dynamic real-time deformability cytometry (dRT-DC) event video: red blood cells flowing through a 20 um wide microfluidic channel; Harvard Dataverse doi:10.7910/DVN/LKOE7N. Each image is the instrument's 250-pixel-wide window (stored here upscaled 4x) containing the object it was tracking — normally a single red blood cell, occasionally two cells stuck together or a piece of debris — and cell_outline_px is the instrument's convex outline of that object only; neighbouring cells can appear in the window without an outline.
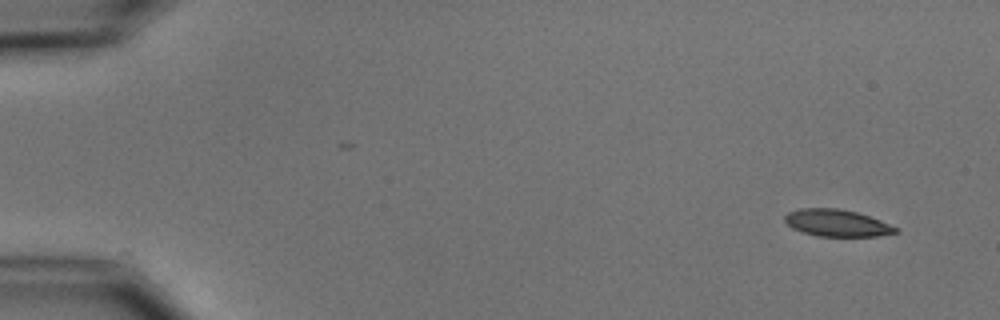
{"species": "common noctule bat (a hibernating species)", "species_latin": "Nyctalus noctula", "temperature_condition": "cold", "stored_images_in_passage": 7, "camera_frame_rate_fps": 3000, "um_per_image_px": 0.085, "animal": {"sex": "male", "body_mass_g": 15.6}, "frame": {"image": 1, "passage_image": 1, "time_ms": 0.0, "image_size_px": [1000, 320], "cell_outline_px": [[900, 232], [880, 236], [816, 236], [792, 228], [784, 220], [784, 216], [788, 212], [800, 208], [836, 208], [856, 212], [880, 220], [900, 228]], "centroid_in_image_um": [71.16, 18.96], "position_along_channel_um": 13.8, "area_um2": 17.46}}
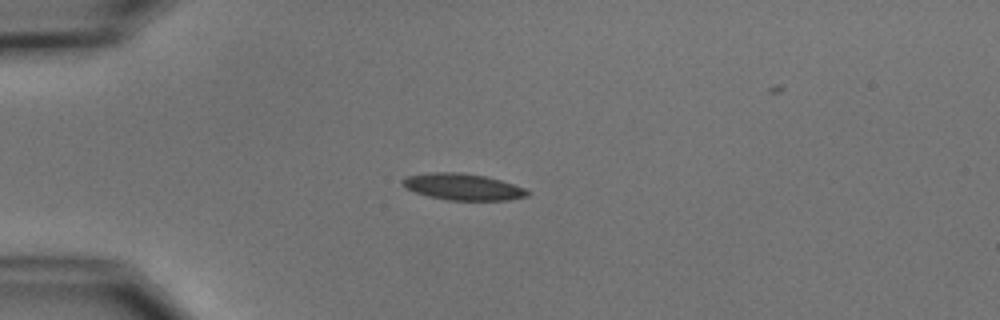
{"frame": {"image": 2, "passage_image": 4, "time_ms": 3.667, "image_size_px": [1000, 320], "cell_outline_px": [[532, 192], [528, 196], [508, 200], [448, 200], [428, 196], [404, 188], [400, 180], [404, 176], [428, 172], [460, 172], [484, 176], [500, 180], [524, 188]], "centroid_in_image_um": [39.3, 15.87], "position_along_channel_um": 45.7, "area_um2": 19.42}}